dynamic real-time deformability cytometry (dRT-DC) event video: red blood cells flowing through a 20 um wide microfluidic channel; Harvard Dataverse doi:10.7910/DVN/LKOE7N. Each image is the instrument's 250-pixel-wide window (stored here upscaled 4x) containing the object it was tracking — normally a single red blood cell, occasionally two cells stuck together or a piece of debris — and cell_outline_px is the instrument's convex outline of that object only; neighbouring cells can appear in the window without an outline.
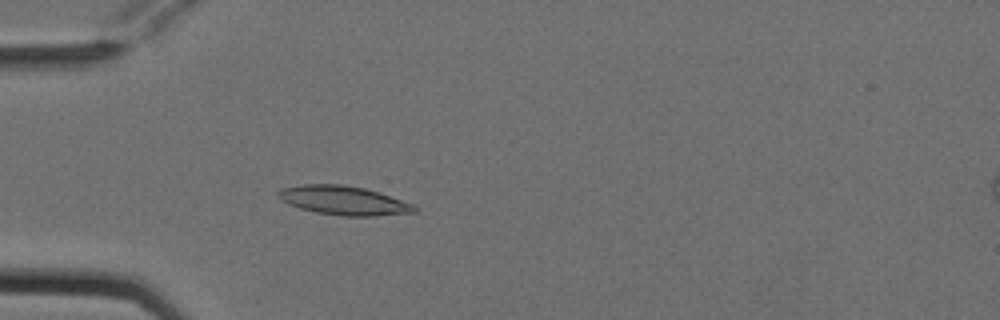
{"species": "Egyptian fruit bat (a non-hibernating species)", "species_latin": "Rousettus aegyptiacus", "temperature_condition": "cold", "stored_images_in_passage": 3, "camera_frame_rate_fps": 3000, "um_per_image_px": 0.085, "animal": {"sex": "female"}, "frame": {"image": 1, "passage_image": 3, "time_ms": 0.667, "image_size_px": [1000, 320], "cell_outline_px": [[420, 208], [416, 212], [376, 216], [344, 216], [316, 212], [300, 208], [288, 204], [280, 200], [276, 196], [276, 192], [280, 188], [304, 184], [340, 184], [364, 188], [380, 192], [416, 204]], "centroid_in_image_um": [29.24, 17.04], "position_along_channel_um": 55.8, "area_um2": 23.41}}